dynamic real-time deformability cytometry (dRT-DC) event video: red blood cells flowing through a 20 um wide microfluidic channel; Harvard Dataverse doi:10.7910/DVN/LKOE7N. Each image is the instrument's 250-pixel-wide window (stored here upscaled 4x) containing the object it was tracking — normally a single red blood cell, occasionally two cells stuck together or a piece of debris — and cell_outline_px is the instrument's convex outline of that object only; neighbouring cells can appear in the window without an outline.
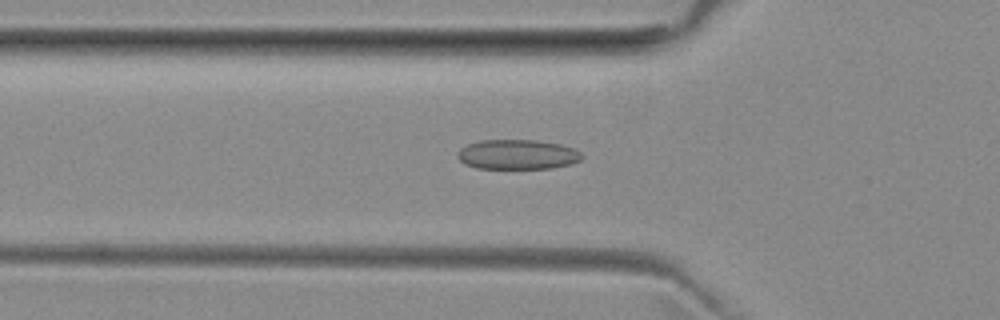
{"species": "common noctule bat (a hibernating species)", "species_latin": "Nyctalus noctula", "temperature_condition": "room temperature", "stored_images_in_passage": 40, "camera_frame_rate_fps": 3000, "um_per_image_px": 0.085, "animal": {"sex": "female", "body_mass_g": 29.2, "forearm_length_mm": 56.3}, "frame": {"image": 1, "passage_image": 6, "time_ms": 1.667, "image_size_px": [1000, 320], "cell_outline_px": [[584, 156], [580, 160], [572, 164], [552, 168], [476, 168], [464, 164], [456, 156], [456, 152], [460, 148], [468, 144], [480, 140], [536, 140], [560, 144], [572, 148], [580, 152]], "centroid_in_image_um": [43.96, 13.13], "position_along_channel_um": 81.8, "area_um2": 21.68}}
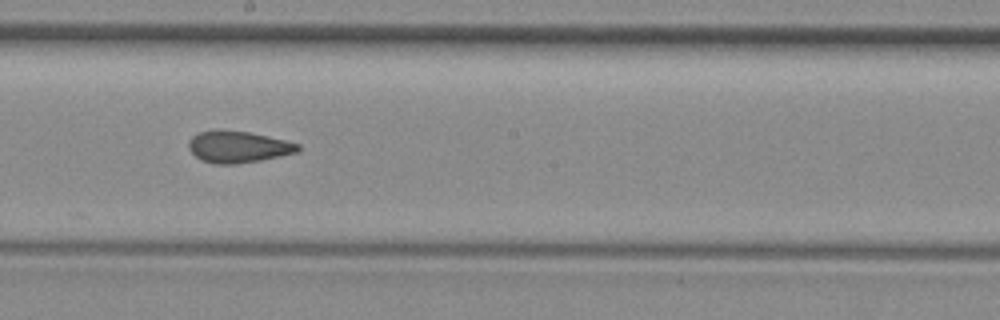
{"frame": {"image": 2, "passage_image": 17, "time_ms": 5.333, "image_size_px": [1000, 320], "cell_outline_px": [[300, 148], [296, 152], [260, 160], [236, 164], [212, 164], [200, 160], [188, 148], [188, 140], [192, 136], [200, 132], [216, 128], [220, 128], [248, 132], [268, 136], [300, 144]], "centroid_in_image_um": [20.17, 12.46], "position_along_channel_um": 228.0, "area_um2": 20.35}}
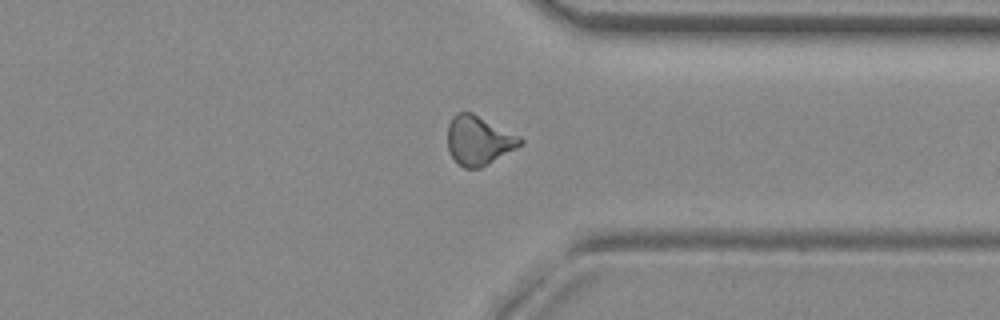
{"frame": {"image": 3, "passage_image": 28, "time_ms": 9.0, "image_size_px": [1000, 320], "cell_outline_px": [[524, 144], [480, 168], [464, 168], [448, 152], [448, 124], [452, 116], [456, 112], [472, 112], [520, 136], [524, 140]], "centroid_in_image_um": [40.7, 11.92], "position_along_channel_um": 370.7, "area_um2": 20.81}, "authors_computed_cell_mechanics": {"area_um2": 20.0855, "velocity_mm_per_s": 3.9727, "shape_relaxation_time_tau1_ms": null, "shape_relaxation_time_tau2_ms": 2.146, "deformation_change_tau1": null, "deformation_change_tau2": 0.0831}}